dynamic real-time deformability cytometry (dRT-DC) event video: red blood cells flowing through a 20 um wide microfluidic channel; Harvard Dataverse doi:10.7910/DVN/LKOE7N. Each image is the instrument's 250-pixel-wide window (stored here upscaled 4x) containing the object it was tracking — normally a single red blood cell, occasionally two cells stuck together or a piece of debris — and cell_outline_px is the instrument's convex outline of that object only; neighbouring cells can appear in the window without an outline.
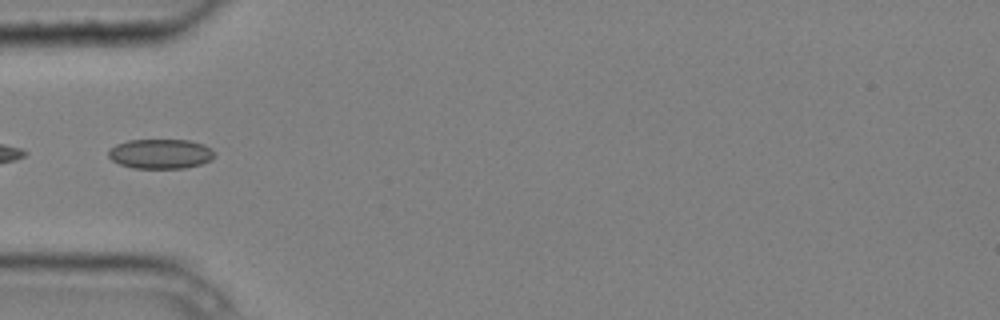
{"species": "common noctule bat (a hibernating species)", "species_latin": "Nyctalus noctula", "temperature_condition": "cold", "stored_images_in_passage": 4, "camera_frame_rate_fps": 3000, "um_per_image_px": 0.085, "animal": {"sex": "male", "body_mass_g": 20.4}, "frame": {"image": 1, "passage_image": 1, "time_ms": 0.0, "image_size_px": [1000, 320], "cell_outline_px": [[216, 156], [212, 160], [200, 164], [184, 168], [132, 168], [120, 164], [112, 160], [108, 156], [108, 152], [116, 144], [128, 140], [188, 140], [204, 144]], "centroid_in_image_um": [13.64, 13.08], "position_along_channel_um": 71.4, "area_um2": 18.26}}
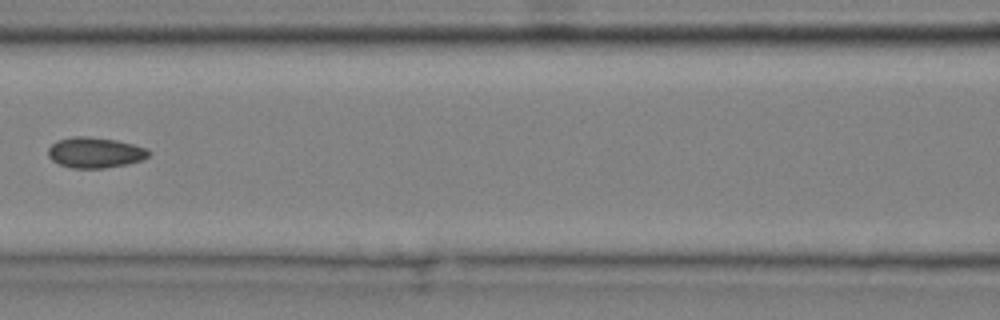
{"frame": {"image": 2, "passage_image": 3, "time_ms": 0.667, "image_size_px": [1000, 320], "cell_outline_px": [[152, 152], [148, 156], [140, 160], [128, 164], [104, 168], [72, 168], [60, 164], [52, 160], [48, 156], [48, 148], [56, 140], [72, 136], [88, 136], [116, 140], [148, 148]], "centroid_in_image_um": [8.07, 12.96], "position_along_channel_um": 158.5, "area_um2": 18.03}}
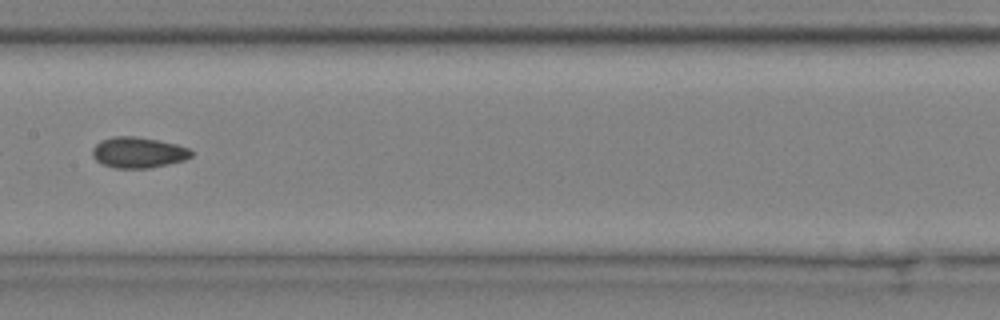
{"frame": {"image": 3, "passage_image": 4, "time_ms": 1.0, "image_size_px": [1000, 320], "cell_outline_px": [[192, 156], [184, 160], [168, 164], [148, 168], [112, 168], [96, 160], [92, 156], [92, 148], [100, 140], [112, 136], [136, 136], [176, 144], [192, 148]], "centroid_in_image_um": [11.74, 12.95], "position_along_channel_um": 195.7, "area_um2": 17.86}}